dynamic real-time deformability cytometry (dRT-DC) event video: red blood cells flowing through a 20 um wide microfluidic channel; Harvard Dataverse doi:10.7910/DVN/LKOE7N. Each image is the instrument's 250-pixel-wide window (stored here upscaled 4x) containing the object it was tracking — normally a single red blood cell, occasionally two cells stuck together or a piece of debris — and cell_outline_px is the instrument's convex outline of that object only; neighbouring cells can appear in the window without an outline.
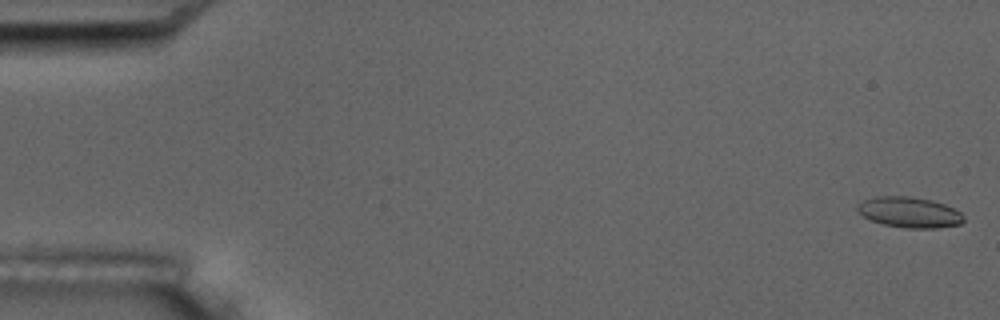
{"species": "common noctule bat (a hibernating species)", "species_latin": "Nyctalus noctula", "temperature_condition": "room temperature", "stored_images_in_passage": 7, "camera_frame_rate_fps": 3000, "um_per_image_px": 0.085, "animal": {"sex": "male", "body_mass_g": 17.5, "forearm_length_mm": 52.3}, "frame": {"image": 1, "passage_image": 1, "time_ms": 0.0, "image_size_px": [1000, 320], "cell_outline_px": [[964, 220], [960, 224], [936, 228], [904, 228], [884, 224], [872, 220], [856, 212], [856, 204], [864, 200], [876, 196], [908, 196], [928, 200], [944, 204], [960, 212], [964, 216]], "centroid_in_image_um": [77.26, 18.05], "position_along_channel_um": 7.7, "area_um2": 18.84}}
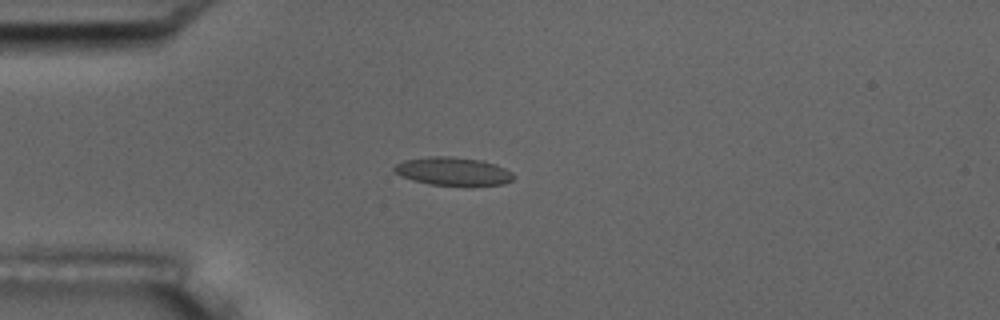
{"frame": {"image": 2, "passage_image": 5, "time_ms": 4.667, "image_size_px": [1000, 320], "cell_outline_px": [[512, 180], [504, 184], [428, 184], [412, 180], [392, 172], [392, 168], [396, 164], [404, 160], [428, 156], [452, 156], [484, 160], [496, 164], [512, 172]], "centroid_in_image_um": [38.45, 14.53], "position_along_channel_um": 46.6, "area_um2": 19.42}}